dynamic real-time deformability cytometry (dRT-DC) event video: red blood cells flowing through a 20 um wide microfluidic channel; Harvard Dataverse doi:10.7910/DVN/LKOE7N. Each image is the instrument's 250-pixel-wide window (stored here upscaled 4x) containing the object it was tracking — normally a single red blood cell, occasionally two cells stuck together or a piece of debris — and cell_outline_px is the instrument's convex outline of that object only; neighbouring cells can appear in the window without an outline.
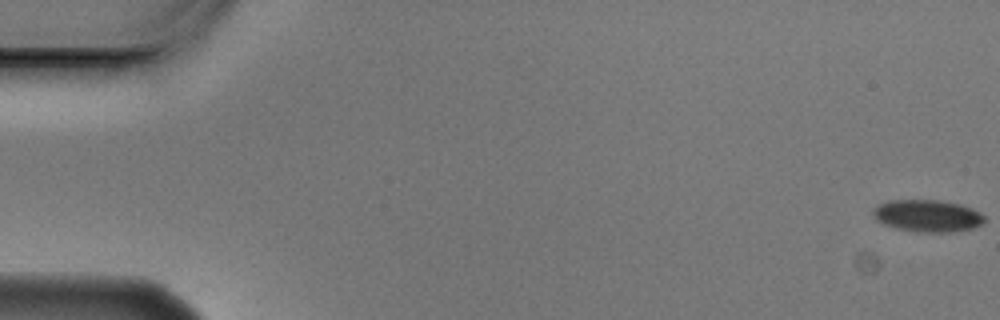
{"species": "Egyptian fruit bat (a non-hibernating species)", "species_latin": "Rousettus aegyptiacus", "temperature_condition": "cold", "stored_images_in_passage": 9, "camera_frame_rate_fps": 3000, "um_per_image_px": 0.085, "animal": {"sex": "male"}, "frame": {"image": 1, "passage_image": 1, "time_ms": 0.0, "image_size_px": [1000, 320], "cell_outline_px": [[984, 224], [972, 228], [948, 232], [916, 232], [896, 228], [884, 224], [876, 220], [872, 212], [880, 204], [888, 200], [940, 200], [960, 204], [972, 208], [980, 212], [984, 216]], "centroid_in_image_um": [78.86, 18.34], "position_along_channel_um": 6.1, "area_um2": 20.81}}
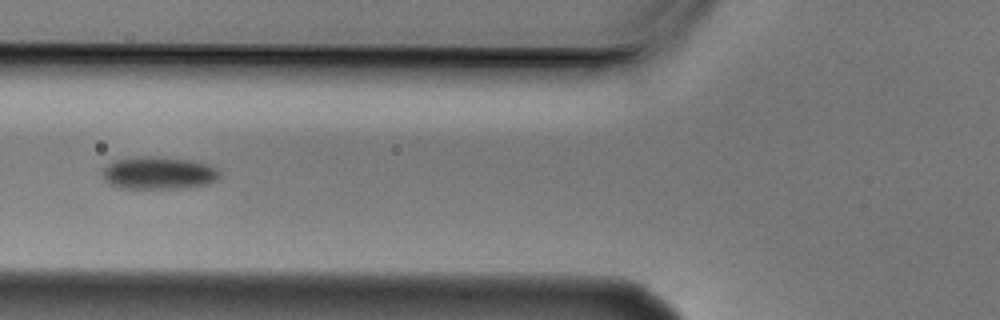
{"frame": {"image": 2, "passage_image": 6, "time_ms": 1.667, "image_size_px": [1000, 320], "cell_outline_px": [[220, 180], [208, 184], [188, 188], [120, 188], [104, 180], [100, 172], [108, 164], [116, 160], [128, 156], [156, 156], [192, 160], [208, 164], [216, 168], [220, 172]], "centroid_in_image_um": [13.5, 14.69], "position_along_channel_um": 112.3, "area_um2": 22.72}}
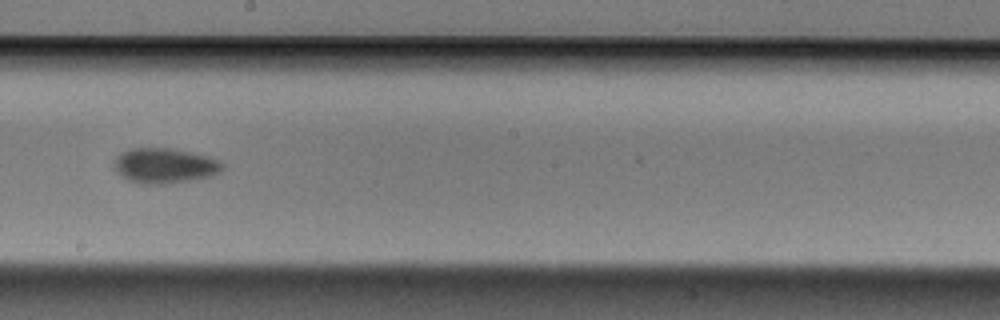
{"frame": {"image": 3, "passage_image": 9, "time_ms": 2.667, "image_size_px": [1000, 320], "cell_outline_px": [[224, 168], [220, 172], [212, 176], [164, 184], [140, 184], [128, 180], [116, 172], [112, 168], [112, 164], [116, 156], [120, 152], [132, 148], [172, 148], [208, 156], [224, 164]], "centroid_in_image_um": [13.94, 14.08], "position_along_channel_um": 234.3, "area_um2": 22.37}}